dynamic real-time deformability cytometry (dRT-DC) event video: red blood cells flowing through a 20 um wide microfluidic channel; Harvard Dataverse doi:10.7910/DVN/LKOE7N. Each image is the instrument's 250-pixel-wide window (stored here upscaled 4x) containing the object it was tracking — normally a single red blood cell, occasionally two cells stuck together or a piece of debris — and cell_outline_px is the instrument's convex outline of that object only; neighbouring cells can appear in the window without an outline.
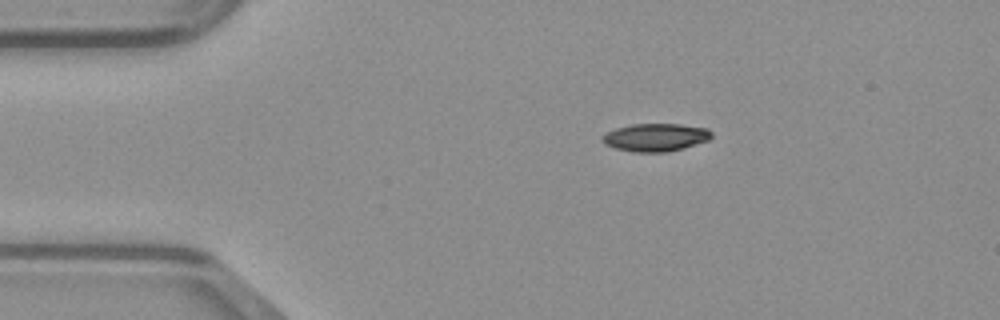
{"species": "common noctule bat (a hibernating species)", "species_latin": "Nyctalus noctula", "temperature_condition": "warm", "stored_images_in_passage": 40, "camera_frame_rate_fps": 3000, "um_per_image_px": 0.085, "animal": {"sex": "male", "body_mass_g": 23.1, "forearm_length_mm": 52.7}, "frame": {"image": 1, "passage_image": 1, "time_ms": 0.0, "image_size_px": [1000, 320], "cell_outline_px": [[712, 136], [708, 140], [684, 148], [668, 152], [632, 152], [616, 148], [604, 144], [600, 140], [600, 136], [616, 128], [632, 124], [680, 124], [708, 128], [712, 132]], "centroid_in_image_um": [55.71, 11.68], "position_along_channel_um": 29.3, "area_um2": 17.86}}
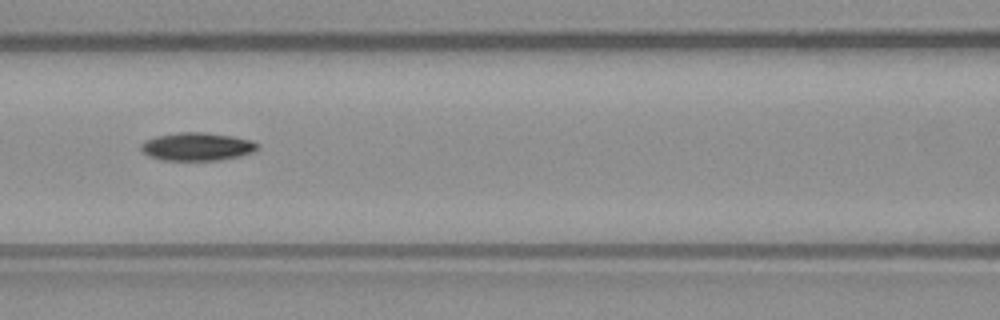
{"frame": {"image": 2, "passage_image": 13, "time_ms": 4.0, "image_size_px": [1000, 320], "cell_outline_px": [[260, 148], [252, 152], [240, 156], [216, 160], [160, 160], [148, 156], [140, 148], [140, 144], [144, 140], [156, 136], [180, 132], [204, 132], [232, 136], [252, 140], [260, 144]], "centroid_in_image_um": [16.75, 12.46], "position_along_channel_um": 149.9, "area_um2": 19.19}}
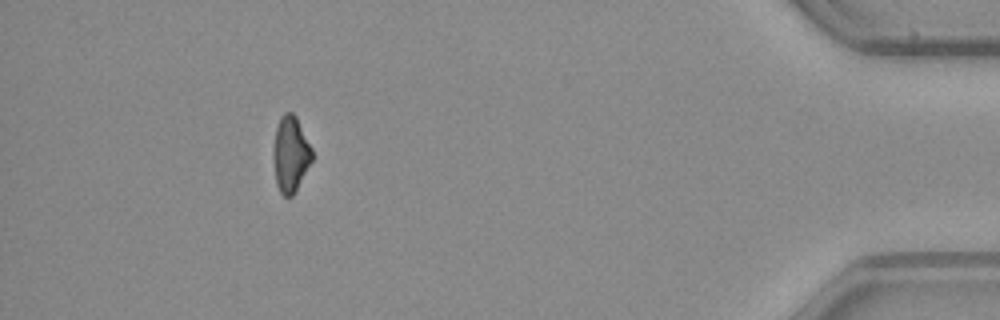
{"frame": {"image": 3, "passage_image": 36, "time_ms": 11.667, "image_size_px": [1000, 320], "cell_outline_px": [[312, 160], [292, 196], [284, 196], [280, 192], [276, 184], [272, 156], [272, 152], [276, 128], [280, 116], [284, 112], [292, 112], [296, 116], [312, 148]], "centroid_in_image_um": [24.67, 13.07], "position_along_channel_um": 410.5, "area_um2": 17.11}}